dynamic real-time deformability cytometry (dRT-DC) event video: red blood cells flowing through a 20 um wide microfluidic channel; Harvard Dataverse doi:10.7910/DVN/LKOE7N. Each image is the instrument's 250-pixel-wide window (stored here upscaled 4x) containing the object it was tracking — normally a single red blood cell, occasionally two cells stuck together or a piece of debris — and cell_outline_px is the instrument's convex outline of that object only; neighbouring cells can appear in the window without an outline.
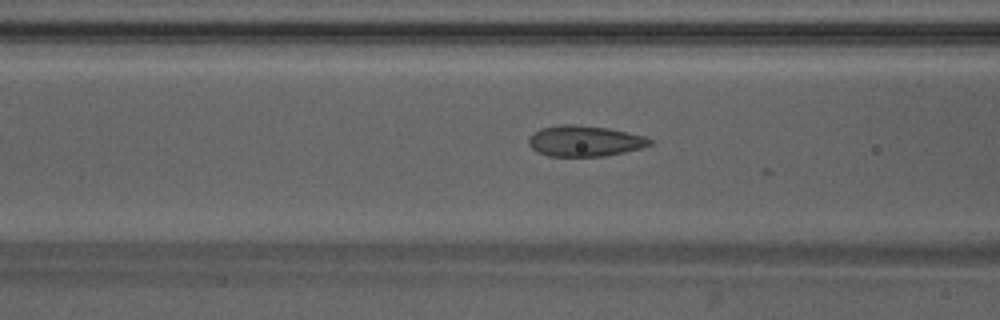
{"species": "Egyptian fruit bat (a non-hibernating species)", "species_latin": "Rousettus aegyptiacus", "temperature_condition": "warm", "stored_images_in_passage": 9, "camera_frame_rate_fps": 3000, "um_per_image_px": 0.085, "animal": {"sex": "male"}, "frame": {"image": 1, "passage_image": 7, "time_ms": 2.0, "image_size_px": [1000, 320], "cell_outline_px": [[652, 144], [640, 148], [624, 152], [604, 156], [548, 156], [536, 152], [528, 144], [528, 140], [540, 128], [560, 124], [572, 124], [608, 128], [644, 136], [652, 140]], "centroid_in_image_um": [49.68, 11.99], "position_along_channel_um": 116.9, "area_um2": 21.62}}